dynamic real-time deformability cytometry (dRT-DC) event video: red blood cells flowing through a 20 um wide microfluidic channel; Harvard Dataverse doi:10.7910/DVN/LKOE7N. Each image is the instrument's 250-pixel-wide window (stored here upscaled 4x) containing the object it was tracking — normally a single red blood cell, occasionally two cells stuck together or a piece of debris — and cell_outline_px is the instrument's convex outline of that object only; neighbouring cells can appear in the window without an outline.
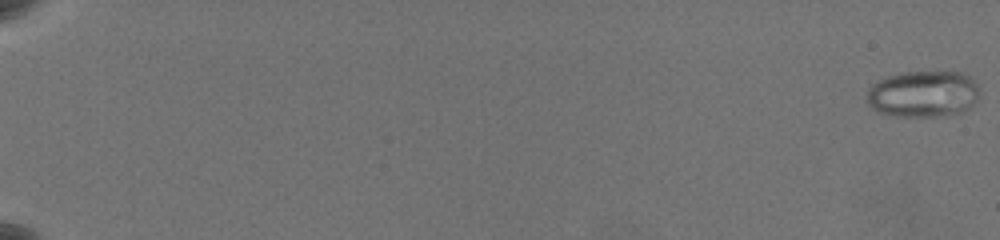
{"species": "common noctule bat (a hibernating species)", "species_latin": "Nyctalus noctula", "temperature_condition": "warm", "stored_images_in_passage": 64, "camera_frame_rate_fps": 3000, "um_per_image_px": 0.085, "animal": {"sex": "female", "body_mass_g": 19.5, "forearm_length_mm": 54.1}, "frame": {"image": 1, "passage_image": 1, "time_ms": 0.0, "image_size_px": [1000, 240], "cell_outline_px": [[980, 92], [976, 100], [968, 108], [960, 112], [944, 116], [888, 116], [872, 108], [868, 104], [868, 88], [872, 84], [888, 76], [900, 72], [964, 72], [976, 84]], "centroid_in_image_um": [78.46, 7.99], "position_along_channel_um": 6.5, "area_um2": 30.52}}
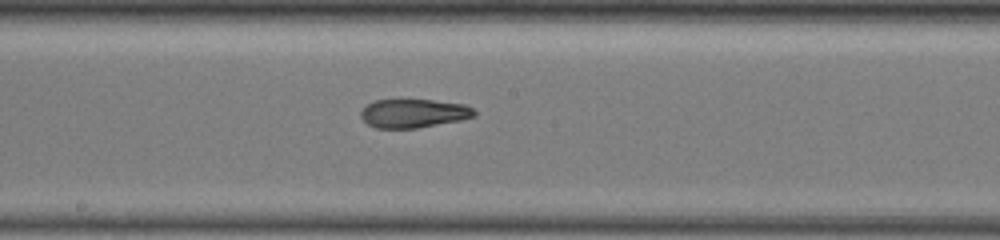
{"frame": {"image": 2, "passage_image": 39, "time_ms": 12.667, "image_size_px": [1000, 240], "cell_outline_px": [[476, 116], [460, 120], [416, 128], [376, 128], [368, 124], [360, 116], [360, 112], [368, 104], [376, 100], [432, 100], [464, 104], [472, 108], [476, 112]], "centroid_in_image_um": [35.16, 9.63], "position_along_channel_um": 213.0, "area_um2": 18.79}}
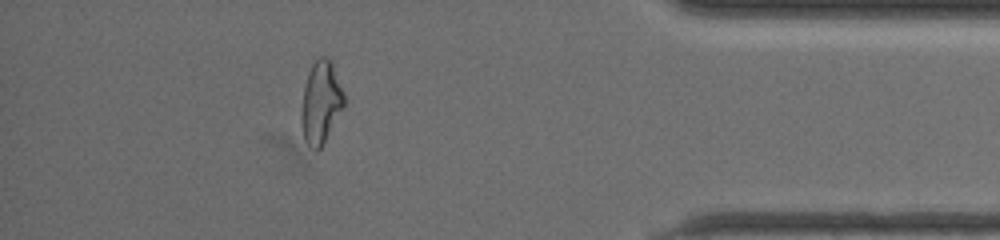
{"frame": {"image": 3, "passage_image": 58, "time_ms": 19.0, "image_size_px": [1000, 240], "cell_outline_px": [[344, 108], [320, 148], [316, 152], [304, 140], [300, 120], [304, 88], [308, 72], [312, 64], [320, 56], [324, 56], [332, 60], [344, 92]], "centroid_in_image_um": [27.28, 8.69], "position_along_channel_um": 407.9, "area_um2": 20.63}, "authors_computed_cell_mechanics": {"area_um2": 22.5131, "velocity_mm_per_s": 3.5521, "shape_relaxation_time_tau1_ms": null, "shape_relaxation_time_tau2_ms": 2.2115, "deformation_change_tau1": null, "deformation_change_tau2": 0.0939}}